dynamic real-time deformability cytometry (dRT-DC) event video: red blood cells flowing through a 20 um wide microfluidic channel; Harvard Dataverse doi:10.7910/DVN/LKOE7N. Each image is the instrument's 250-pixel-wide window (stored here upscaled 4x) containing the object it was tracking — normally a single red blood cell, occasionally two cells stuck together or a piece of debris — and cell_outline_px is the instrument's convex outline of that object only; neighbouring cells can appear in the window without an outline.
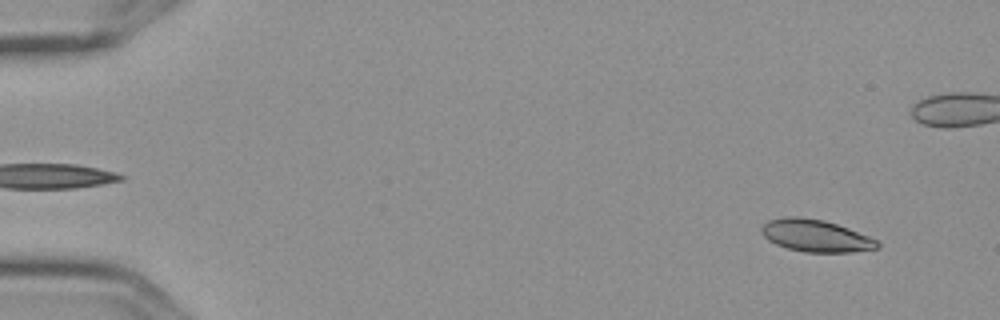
{"species": "Egyptian fruit bat (a non-hibernating species)", "species_latin": "Rousettus aegyptiacus", "temperature_condition": "cold", "stored_images_in_passage": 7, "camera_frame_rate_fps": 3000, "um_per_image_px": 0.085, "frame": {"image": 1, "passage_image": 1, "time_ms": 0.0, "image_size_px": [1000, 320], "cell_outline_px": [[880, 248], [852, 252], [804, 252], [788, 248], [776, 244], [768, 240], [760, 232], [760, 228], [768, 220], [788, 216], [796, 216], [824, 220], [848, 228], [868, 236], [876, 240], [880, 244]], "centroid_in_image_um": [69.32, 20.04], "position_along_channel_um": 15.7, "area_um2": 21.68}}
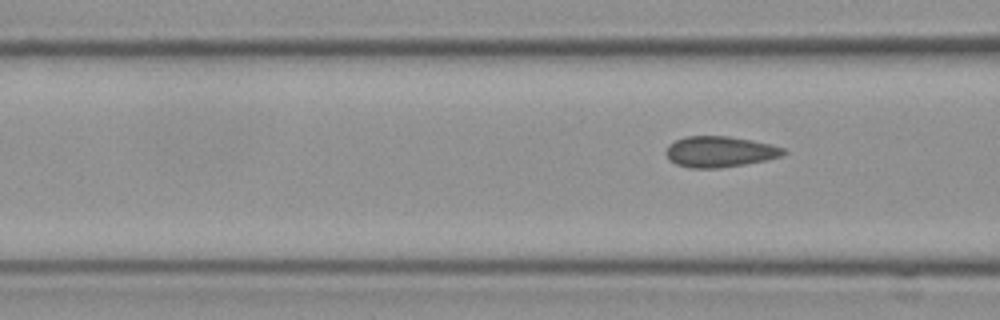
{"frame": {"image": 2, "passage_image": 7, "time_ms": 2.0, "image_size_px": [1000, 320], "cell_outline_px": [[788, 152], [780, 156], [768, 160], [720, 168], [692, 168], [676, 164], [668, 160], [664, 152], [668, 144], [684, 136], [728, 136], [752, 140], [772, 144], [784, 148]], "centroid_in_image_um": [61.16, 12.89], "position_along_channel_um": 105.4, "area_um2": 21.39}}